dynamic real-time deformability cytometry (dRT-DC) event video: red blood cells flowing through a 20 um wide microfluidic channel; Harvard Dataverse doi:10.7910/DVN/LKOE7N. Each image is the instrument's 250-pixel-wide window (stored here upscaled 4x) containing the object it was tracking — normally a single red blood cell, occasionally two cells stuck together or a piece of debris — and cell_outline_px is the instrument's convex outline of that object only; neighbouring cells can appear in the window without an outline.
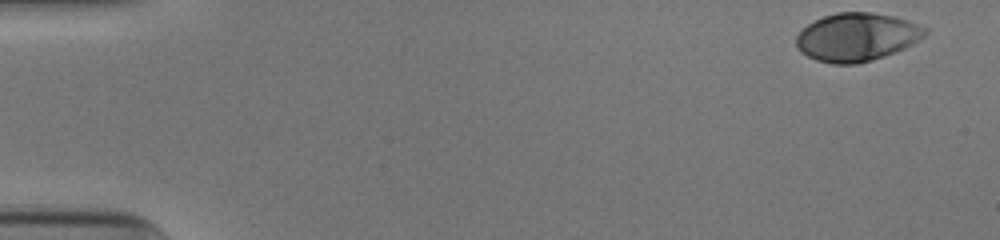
{"species": "human", "species_latin": "Homo sapiens", "temperature_condition": "cold", "stored_images_in_passage": 43, "camera_frame_rate_fps": 3000, "um_per_image_px": 0.085, "donor": {"sex": "male"}, "frame": {"image": 1, "passage_image": 1, "time_ms": 0.0, "image_size_px": [1000, 240], "cell_outline_px": [[928, 32], [924, 36], [912, 44], [904, 48], [884, 56], [872, 60], [856, 64], [832, 64], [816, 60], [800, 52], [796, 44], [796, 36], [808, 24], [824, 16], [836, 12], [872, 12], [892, 16], [908, 20], [920, 24], [928, 28]], "centroid_in_image_um": [72.84, 3.15], "position_along_channel_um": 12.2, "area_um2": 36.18}}
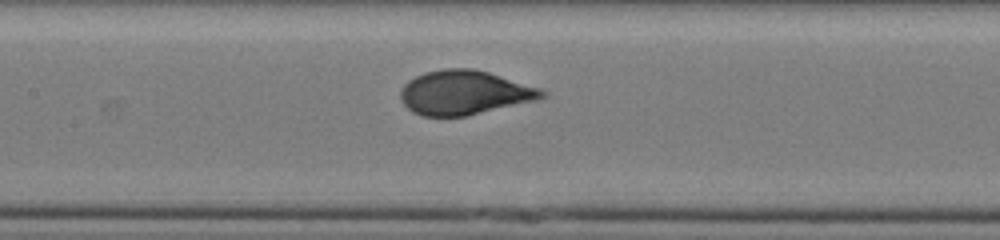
{"frame": {"image": 2, "passage_image": 24, "time_ms": 7.667, "image_size_px": [1000, 240], "cell_outline_px": [[548, 96], [536, 100], [464, 116], [420, 116], [412, 112], [400, 100], [400, 92], [404, 84], [408, 80], [424, 72], [444, 68], [472, 68], [488, 72], [540, 88], [548, 92]], "centroid_in_image_um": [39.45, 7.86], "position_along_channel_um": 167.9, "area_um2": 36.41}}
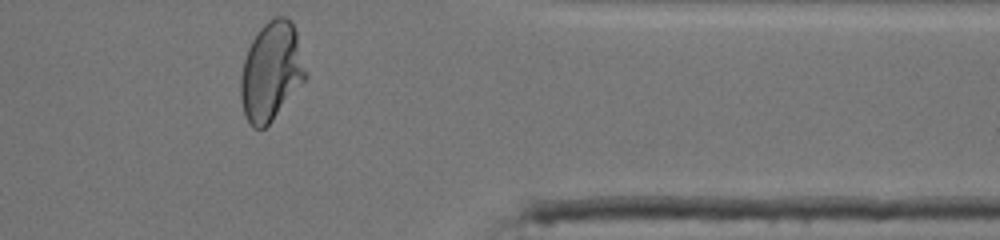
{"frame": {"image": 3, "passage_image": 42, "time_ms": 13.667, "image_size_px": [1000, 240], "cell_outline_px": [[308, 76], [272, 120], [264, 128], [252, 128], [244, 116], [240, 96], [240, 76], [244, 60], [248, 48], [256, 32], [268, 20], [276, 16], [284, 16], [292, 20], [296, 32], [308, 72]], "centroid_in_image_um": [23.05, 6.06], "position_along_channel_um": 388.3, "area_um2": 37.51}, "authors_computed_cell_mechanics": {"area_um2": 36.0672, "velocity_mm_per_s": 3.9124, "shape_relaxation_time_tau1_ms": 4.3641, "shape_relaxation_time_tau2_ms": null, "deformation_change_tau1": 0.202, "deformation_change_tau2": null}}